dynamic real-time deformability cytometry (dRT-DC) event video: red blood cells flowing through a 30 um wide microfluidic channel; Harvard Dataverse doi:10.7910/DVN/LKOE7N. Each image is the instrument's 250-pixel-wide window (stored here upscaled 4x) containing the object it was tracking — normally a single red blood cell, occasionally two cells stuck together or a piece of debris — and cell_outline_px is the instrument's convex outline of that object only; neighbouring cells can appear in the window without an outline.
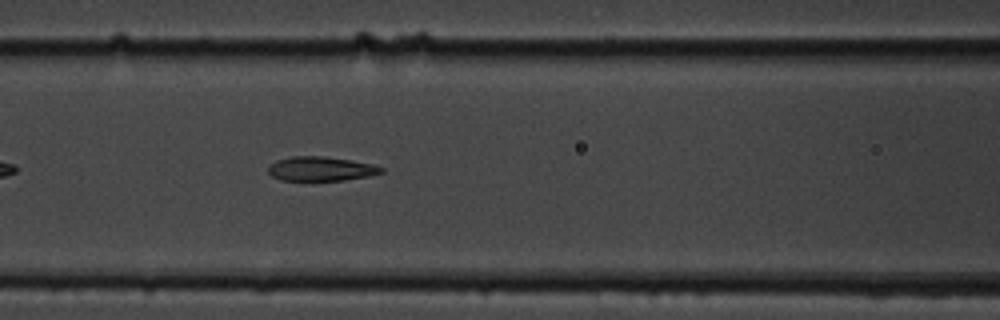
{"species": "common noctule bat (a hibernating species)", "species_latin": "Nyctalus noctula", "temperature_condition": "cold", "stored_images_in_passage": 8, "camera_frame_rate_fps": 3000, "um_per_image_px": 0.085, "animal": {"sex": "male", "body_mass_g": 19.5, "forearm_length_mm": 54.6}, "frame": {"image": 1, "passage_image": 8, "time_ms": 8.0, "image_size_px": [1000, 320], "cell_outline_px": [[384, 172], [368, 176], [344, 180], [280, 180], [272, 176], [268, 172], [268, 168], [276, 160], [292, 156], [324, 156], [352, 160], [372, 164], [384, 168]], "centroid_in_image_um": [27.28, 14.34], "position_along_channel_um": 139.3, "area_um2": 15.95}}